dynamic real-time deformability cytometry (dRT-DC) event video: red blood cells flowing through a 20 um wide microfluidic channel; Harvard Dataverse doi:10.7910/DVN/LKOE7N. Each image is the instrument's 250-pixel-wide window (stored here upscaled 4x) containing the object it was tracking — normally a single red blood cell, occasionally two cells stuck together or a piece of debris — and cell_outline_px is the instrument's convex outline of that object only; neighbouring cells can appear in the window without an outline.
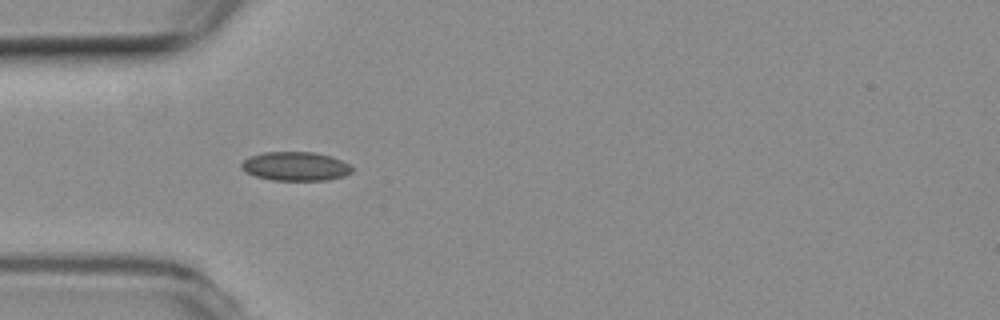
{"species": "common noctule bat (a hibernating species)", "species_latin": "Nyctalus noctula", "temperature_condition": "room temperature", "stored_images_in_passage": 28, "camera_frame_rate_fps": 3000, "um_per_image_px": 0.085, "animal": {"sex": "female", "body_mass_g": 19.3, "forearm_length_mm": 54.1}, "frame": {"image": 1, "passage_image": 5, "time_ms": 1.333, "image_size_px": [1000, 320], "cell_outline_px": [[352, 172], [344, 176], [328, 180], [272, 180], [256, 176], [240, 168], [240, 164], [248, 156], [264, 152], [316, 152], [332, 156], [348, 164], [352, 168]], "centroid_in_image_um": [25.11, 14.13], "position_along_channel_um": 59.9, "area_um2": 18.67}}
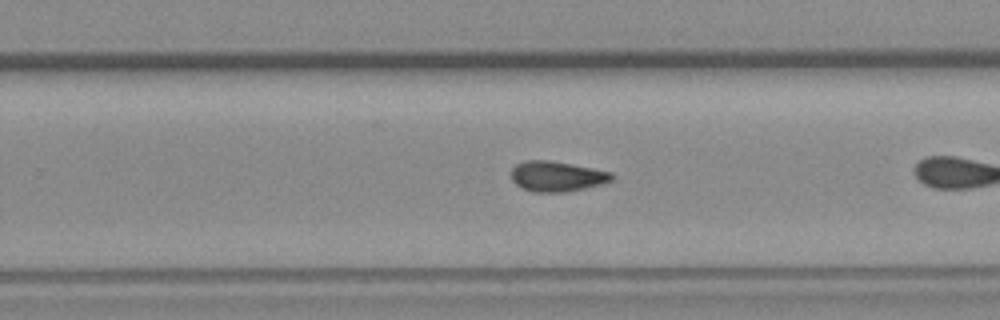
{"frame": {"image": 2, "passage_image": 20, "time_ms": 6.333, "image_size_px": [1000, 320], "cell_outline_px": [[616, 176], [612, 180], [600, 184], [584, 188], [564, 192], [532, 192], [516, 184], [512, 180], [512, 168], [516, 164], [524, 160], [548, 160], [592, 168], [612, 172]], "centroid_in_image_um": [47.33, 14.98], "position_along_channel_um": 282.5, "area_um2": 17.63}}